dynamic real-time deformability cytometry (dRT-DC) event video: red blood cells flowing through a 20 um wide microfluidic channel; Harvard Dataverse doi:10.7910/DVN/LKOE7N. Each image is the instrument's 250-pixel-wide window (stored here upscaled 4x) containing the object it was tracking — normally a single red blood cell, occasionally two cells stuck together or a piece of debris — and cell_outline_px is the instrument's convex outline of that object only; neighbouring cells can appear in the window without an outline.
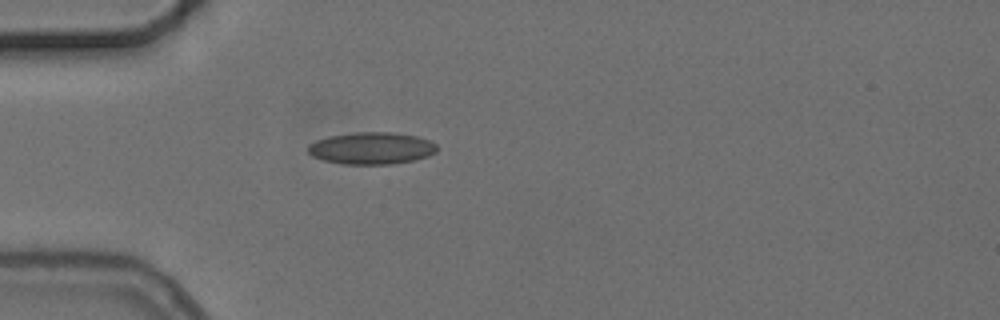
{"species": "common noctule bat (a hibernating species)", "species_latin": "Nyctalus noctula", "temperature_condition": "cold", "stored_images_in_passage": 2, "camera_frame_rate_fps": 3000, "um_per_image_px": 0.085, "animal": {"sex": "female", "body_mass_g": 24.6, "forearm_length_mm": 56.2}, "frame": {"image": 1, "passage_image": 2, "time_ms": 1.333, "image_size_px": [1000, 320], "cell_outline_px": [[436, 152], [428, 156], [416, 160], [392, 164], [344, 164], [324, 160], [312, 156], [308, 152], [308, 144], [316, 140], [328, 136], [356, 132], [392, 132], [416, 136], [432, 140], [436, 144]], "centroid_in_image_um": [31.59, 12.59], "position_along_channel_um": 53.4, "area_um2": 24.22}}